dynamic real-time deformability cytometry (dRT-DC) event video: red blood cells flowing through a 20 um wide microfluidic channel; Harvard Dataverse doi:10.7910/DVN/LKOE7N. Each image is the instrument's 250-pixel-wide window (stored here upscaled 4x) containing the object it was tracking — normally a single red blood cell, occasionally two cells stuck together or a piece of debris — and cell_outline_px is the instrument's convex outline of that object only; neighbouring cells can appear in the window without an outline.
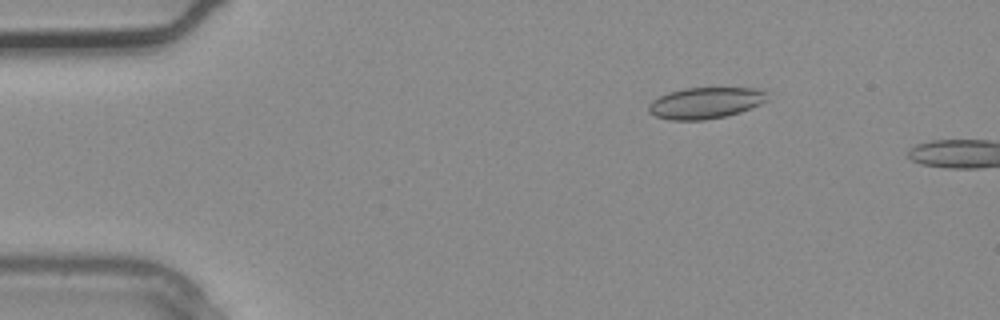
{"species": "common noctule bat (a hibernating species)", "species_latin": "Nyctalus noctula", "temperature_condition": "warm", "stored_images_in_passage": 2, "camera_frame_rate_fps": 3000, "um_per_image_px": 0.085, "animal": {"sex": "male", "body_mass_g": 20.4}, "frame": {"image": 1, "passage_image": 1, "time_ms": 0.0, "image_size_px": [1000, 320], "cell_outline_px": [[768, 100], [760, 104], [740, 112], [724, 116], [704, 120], [672, 120], [656, 116], [648, 112], [648, 104], [652, 100], [668, 92], [684, 88], [764, 88]], "centroid_in_image_um": [59.96, 8.74], "position_along_channel_um": 25.0, "area_um2": 21.68}}